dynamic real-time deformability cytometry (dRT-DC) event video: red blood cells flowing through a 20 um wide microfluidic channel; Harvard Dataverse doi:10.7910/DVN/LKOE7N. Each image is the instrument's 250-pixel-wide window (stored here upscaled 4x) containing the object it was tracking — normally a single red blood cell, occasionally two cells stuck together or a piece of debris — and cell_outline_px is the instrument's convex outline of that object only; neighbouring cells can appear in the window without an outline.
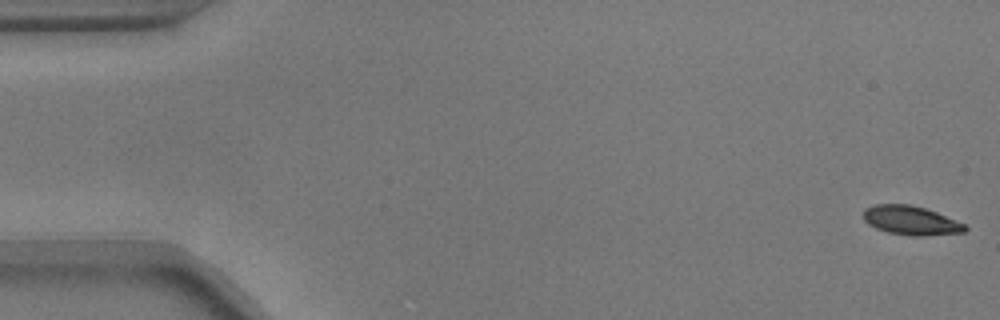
{"species": "common noctule bat (a hibernating species)", "species_latin": "Nyctalus noctula", "temperature_condition": "warm", "stored_images_in_passage": 54, "camera_frame_rate_fps": 3000, "um_per_image_px": 0.085, "animal": {"sex": "male", "body_mass_g": 17.9}, "frame": {"image": 1, "passage_image": 1, "time_ms": 0.0, "image_size_px": [1000, 320], "cell_outline_px": [[968, 228], [964, 232], [924, 236], [912, 236], [888, 232], [876, 228], [868, 224], [864, 220], [864, 208], [876, 204], [908, 204], [924, 208], [936, 212], [964, 224]], "centroid_in_image_um": [77.4, 18.74], "position_along_channel_um": 7.6, "area_um2": 17.05}}
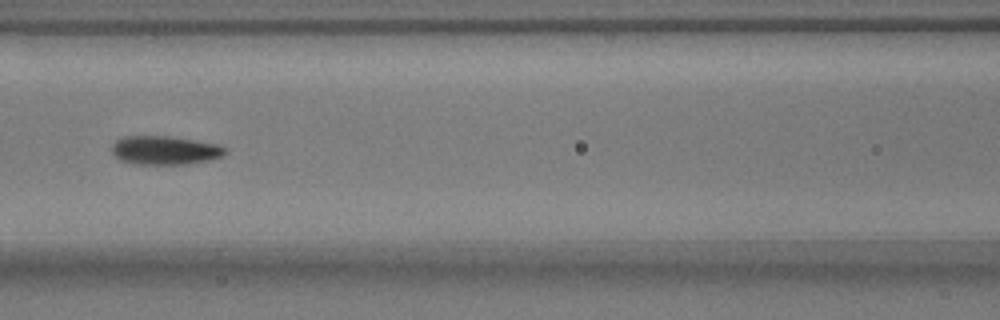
{"frame": {"image": 2, "passage_image": 24, "time_ms": 7.667, "image_size_px": [1000, 320], "cell_outline_px": [[228, 152], [224, 156], [208, 160], [188, 164], [136, 164], [120, 160], [112, 152], [112, 144], [116, 140], [124, 136], [168, 136], [196, 140], [220, 144], [228, 148]], "centroid_in_image_um": [14.07, 12.77], "position_along_channel_um": 152.5, "area_um2": 19.19}}
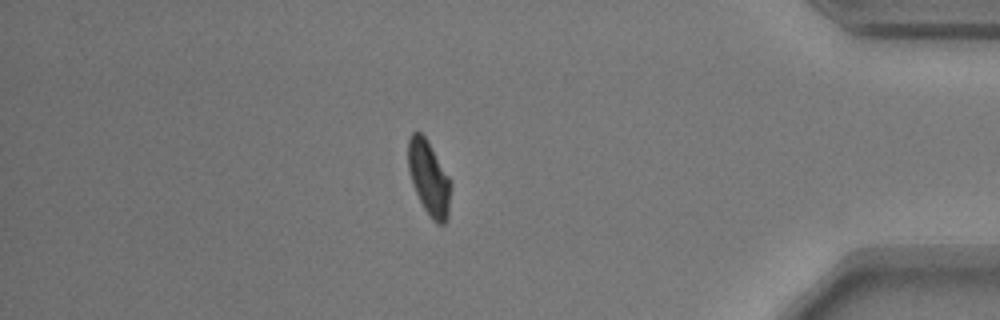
{"frame": {"image": 3, "passage_image": 47, "time_ms": 15.333, "image_size_px": [1000, 320], "cell_outline_px": [[452, 184], [448, 216], [444, 224], [436, 224], [428, 216], [412, 184], [408, 168], [408, 140], [412, 132], [420, 132], [428, 140], [452, 180]], "centroid_in_image_um": [36.48, 15.14], "position_along_channel_um": 398.7, "area_um2": 18.84}, "authors_computed_cell_mechanics": {"area_um2": 18.496, "velocity_mm_per_s": 3.6954, "shape_relaxation_time_tau1_ms": 4.6174, "shape_relaxation_time_tau2_ms": 1.1722, "deformation_change_tau1": 0.1945, "deformation_change_tau2": 0.0543}}